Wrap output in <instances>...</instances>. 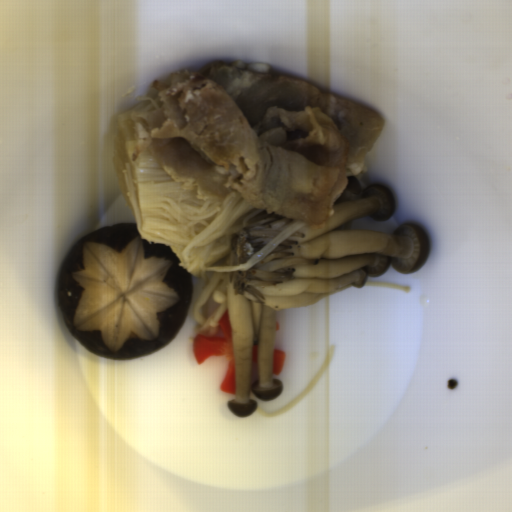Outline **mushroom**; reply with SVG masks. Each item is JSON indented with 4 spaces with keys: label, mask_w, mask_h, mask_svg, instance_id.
Returning <instances> with one entry per match:
<instances>
[{
    "label": "mushroom",
    "mask_w": 512,
    "mask_h": 512,
    "mask_svg": "<svg viewBox=\"0 0 512 512\" xmlns=\"http://www.w3.org/2000/svg\"><path fill=\"white\" fill-rule=\"evenodd\" d=\"M194 296L190 272L165 243L142 238L136 222L83 235L64 256L57 301L67 329L113 360L148 356L180 332Z\"/></svg>",
    "instance_id": "983e1aa8"
}]
</instances>
